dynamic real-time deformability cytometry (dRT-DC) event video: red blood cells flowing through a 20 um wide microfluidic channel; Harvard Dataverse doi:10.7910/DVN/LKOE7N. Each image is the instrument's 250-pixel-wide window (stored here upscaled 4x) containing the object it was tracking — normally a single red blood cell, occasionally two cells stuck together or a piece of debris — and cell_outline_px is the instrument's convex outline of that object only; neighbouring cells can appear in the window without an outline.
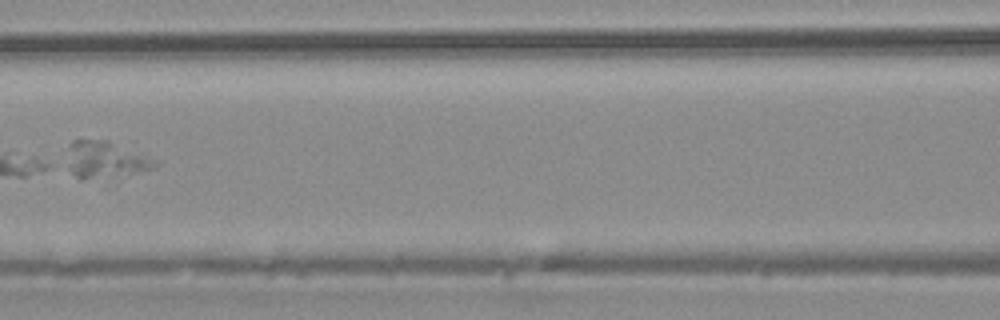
{"species": "common noctule bat (a hibernating species)", "species_latin": "Nyctalus noctula", "temperature_condition": "warm", "stored_images_in_passage": 6, "camera_frame_rate_fps": 3000, "um_per_image_px": 0.085, "animal": {"sex": "male", "body_mass_g": 20.4}, "frame": {"image": 1, "passage_image": 6, "time_ms": 1.667, "image_size_px": [1000, 320], "cell_outline_px": [[156, 164], [152, 168], [132, 172], [84, 180], [76, 176], [68, 168], [68, 144], [72, 140], [108, 140], [152, 160]], "centroid_in_image_um": [8.81, 13.55], "position_along_channel_um": 157.8, "area_um2": 17.74}}